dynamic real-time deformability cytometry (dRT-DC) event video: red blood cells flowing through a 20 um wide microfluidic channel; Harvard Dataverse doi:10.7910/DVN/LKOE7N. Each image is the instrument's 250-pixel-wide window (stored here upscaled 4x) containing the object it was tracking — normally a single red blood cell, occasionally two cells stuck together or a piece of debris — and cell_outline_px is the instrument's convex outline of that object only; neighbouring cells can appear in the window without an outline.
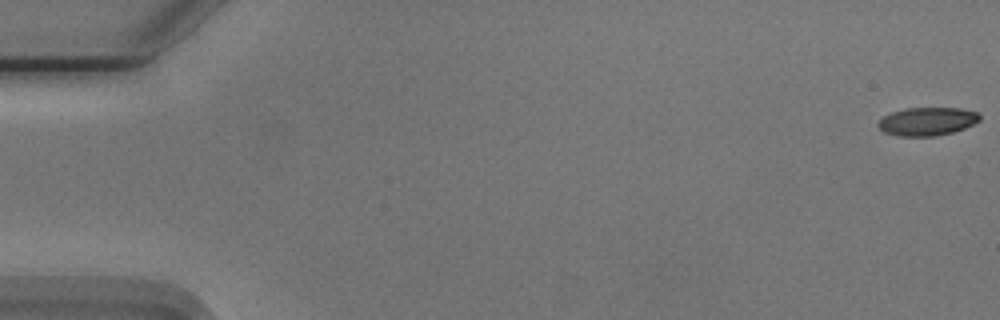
{"species": "Egyptian fruit bat (a non-hibernating species)", "species_latin": "Rousettus aegyptiacus", "temperature_condition": "cold", "stored_images_in_passage": 17, "camera_frame_rate_fps": 3000, "um_per_image_px": 0.085, "animal": {"sex": "male"}, "frame": {"image": 1, "passage_image": 1, "time_ms": 0.0, "image_size_px": [1000, 320], "cell_outline_px": [[980, 120], [964, 128], [952, 132], [932, 136], [900, 136], [884, 132], [876, 124], [884, 116], [892, 112], [904, 108], [960, 108], [980, 112]], "centroid_in_image_um": [78.82, 10.31], "position_along_channel_um": 6.2, "area_um2": 16.65}}
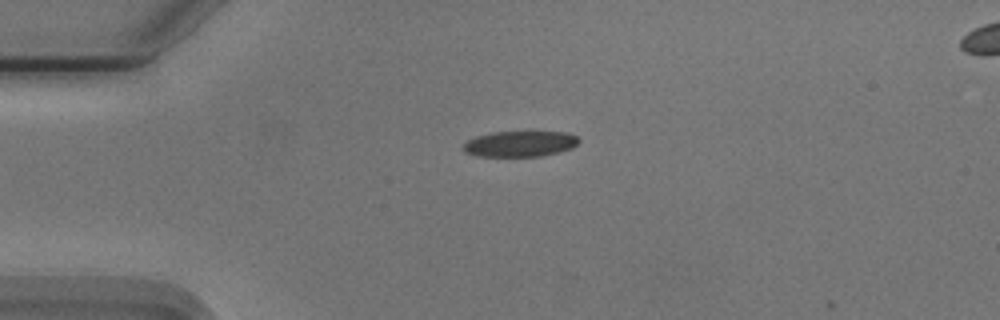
{"frame": {"image": 2, "passage_image": 14, "time_ms": 4.333, "image_size_px": [1000, 320], "cell_outline_px": [[580, 140], [572, 148], [560, 152], [540, 156], [476, 156], [464, 152], [460, 148], [468, 140], [476, 136], [492, 132], [568, 132], [576, 136]], "centroid_in_image_um": [44.17, 12.23], "position_along_channel_um": 40.8, "area_um2": 17.4}}